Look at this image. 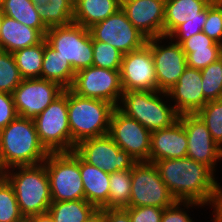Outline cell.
<instances>
[{"label": "cell", "mask_w": 222, "mask_h": 222, "mask_svg": "<svg viewBox=\"0 0 222 222\" xmlns=\"http://www.w3.org/2000/svg\"><path fill=\"white\" fill-rule=\"evenodd\" d=\"M154 165L177 201L212 205L218 181L208 166L189 157L162 159L155 161Z\"/></svg>", "instance_id": "obj_1"}, {"label": "cell", "mask_w": 222, "mask_h": 222, "mask_svg": "<svg viewBox=\"0 0 222 222\" xmlns=\"http://www.w3.org/2000/svg\"><path fill=\"white\" fill-rule=\"evenodd\" d=\"M48 154L33 119L17 116L0 130V174L16 166L41 164Z\"/></svg>", "instance_id": "obj_2"}, {"label": "cell", "mask_w": 222, "mask_h": 222, "mask_svg": "<svg viewBox=\"0 0 222 222\" xmlns=\"http://www.w3.org/2000/svg\"><path fill=\"white\" fill-rule=\"evenodd\" d=\"M71 151L81 141L109 133L113 104L95 98H84L67 89Z\"/></svg>", "instance_id": "obj_3"}, {"label": "cell", "mask_w": 222, "mask_h": 222, "mask_svg": "<svg viewBox=\"0 0 222 222\" xmlns=\"http://www.w3.org/2000/svg\"><path fill=\"white\" fill-rule=\"evenodd\" d=\"M15 169L16 172H14ZM1 174L13 187L20 212L25 219L35 214L48 212L52 198L49 176L44 163L16 166Z\"/></svg>", "instance_id": "obj_4"}, {"label": "cell", "mask_w": 222, "mask_h": 222, "mask_svg": "<svg viewBox=\"0 0 222 222\" xmlns=\"http://www.w3.org/2000/svg\"><path fill=\"white\" fill-rule=\"evenodd\" d=\"M164 97H168L167 92L123 91L117 108L152 132L170 127L179 120L180 114L164 101Z\"/></svg>", "instance_id": "obj_5"}, {"label": "cell", "mask_w": 222, "mask_h": 222, "mask_svg": "<svg viewBox=\"0 0 222 222\" xmlns=\"http://www.w3.org/2000/svg\"><path fill=\"white\" fill-rule=\"evenodd\" d=\"M50 182L52 201L85 199L80 156L71 152H49L43 162Z\"/></svg>", "instance_id": "obj_6"}, {"label": "cell", "mask_w": 222, "mask_h": 222, "mask_svg": "<svg viewBox=\"0 0 222 222\" xmlns=\"http://www.w3.org/2000/svg\"><path fill=\"white\" fill-rule=\"evenodd\" d=\"M46 41L68 60L75 73L93 64V40L88 28L72 22L48 28Z\"/></svg>", "instance_id": "obj_7"}, {"label": "cell", "mask_w": 222, "mask_h": 222, "mask_svg": "<svg viewBox=\"0 0 222 222\" xmlns=\"http://www.w3.org/2000/svg\"><path fill=\"white\" fill-rule=\"evenodd\" d=\"M213 0H166L164 37L181 44L203 30ZM169 39V40H168Z\"/></svg>", "instance_id": "obj_8"}, {"label": "cell", "mask_w": 222, "mask_h": 222, "mask_svg": "<svg viewBox=\"0 0 222 222\" xmlns=\"http://www.w3.org/2000/svg\"><path fill=\"white\" fill-rule=\"evenodd\" d=\"M33 120L39 141L48 152H71L67 89Z\"/></svg>", "instance_id": "obj_9"}, {"label": "cell", "mask_w": 222, "mask_h": 222, "mask_svg": "<svg viewBox=\"0 0 222 222\" xmlns=\"http://www.w3.org/2000/svg\"><path fill=\"white\" fill-rule=\"evenodd\" d=\"M176 201L154 163L137 162L132 167L129 207L152 206L165 209Z\"/></svg>", "instance_id": "obj_10"}, {"label": "cell", "mask_w": 222, "mask_h": 222, "mask_svg": "<svg viewBox=\"0 0 222 222\" xmlns=\"http://www.w3.org/2000/svg\"><path fill=\"white\" fill-rule=\"evenodd\" d=\"M70 90L78 96L104 100L117 107L123 94L120 70L95 66L82 69L75 73Z\"/></svg>", "instance_id": "obj_11"}, {"label": "cell", "mask_w": 222, "mask_h": 222, "mask_svg": "<svg viewBox=\"0 0 222 222\" xmlns=\"http://www.w3.org/2000/svg\"><path fill=\"white\" fill-rule=\"evenodd\" d=\"M89 29L92 40L109 43L123 55L142 48L148 38L128 20L120 8L107 19L92 25Z\"/></svg>", "instance_id": "obj_12"}, {"label": "cell", "mask_w": 222, "mask_h": 222, "mask_svg": "<svg viewBox=\"0 0 222 222\" xmlns=\"http://www.w3.org/2000/svg\"><path fill=\"white\" fill-rule=\"evenodd\" d=\"M74 151L85 162L107 173L132 169L137 163L130 154L113 141L109 134L83 140L76 145Z\"/></svg>", "instance_id": "obj_13"}, {"label": "cell", "mask_w": 222, "mask_h": 222, "mask_svg": "<svg viewBox=\"0 0 222 222\" xmlns=\"http://www.w3.org/2000/svg\"><path fill=\"white\" fill-rule=\"evenodd\" d=\"M108 134L136 162H149L151 131L146 129L137 120L125 115L117 107L111 115Z\"/></svg>", "instance_id": "obj_14"}, {"label": "cell", "mask_w": 222, "mask_h": 222, "mask_svg": "<svg viewBox=\"0 0 222 222\" xmlns=\"http://www.w3.org/2000/svg\"><path fill=\"white\" fill-rule=\"evenodd\" d=\"M64 90L58 83L46 79H23L12 93L18 116L34 119Z\"/></svg>", "instance_id": "obj_15"}, {"label": "cell", "mask_w": 222, "mask_h": 222, "mask_svg": "<svg viewBox=\"0 0 222 222\" xmlns=\"http://www.w3.org/2000/svg\"><path fill=\"white\" fill-rule=\"evenodd\" d=\"M166 37L147 40L155 64L157 91L167 92L173 87L187 68L186 54L180 44L170 40L168 45H160Z\"/></svg>", "instance_id": "obj_16"}, {"label": "cell", "mask_w": 222, "mask_h": 222, "mask_svg": "<svg viewBox=\"0 0 222 222\" xmlns=\"http://www.w3.org/2000/svg\"><path fill=\"white\" fill-rule=\"evenodd\" d=\"M120 79L123 91H157L154 59L147 44L123 55Z\"/></svg>", "instance_id": "obj_17"}, {"label": "cell", "mask_w": 222, "mask_h": 222, "mask_svg": "<svg viewBox=\"0 0 222 222\" xmlns=\"http://www.w3.org/2000/svg\"><path fill=\"white\" fill-rule=\"evenodd\" d=\"M179 120L187 135V157L216 172L215 165L222 160V149L213 140L207 126L196 113L180 114Z\"/></svg>", "instance_id": "obj_18"}, {"label": "cell", "mask_w": 222, "mask_h": 222, "mask_svg": "<svg viewBox=\"0 0 222 222\" xmlns=\"http://www.w3.org/2000/svg\"><path fill=\"white\" fill-rule=\"evenodd\" d=\"M164 0H121L128 20L148 39L164 37Z\"/></svg>", "instance_id": "obj_19"}, {"label": "cell", "mask_w": 222, "mask_h": 222, "mask_svg": "<svg viewBox=\"0 0 222 222\" xmlns=\"http://www.w3.org/2000/svg\"><path fill=\"white\" fill-rule=\"evenodd\" d=\"M168 98L179 114L196 113L208 100L202 90L201 70L187 67L177 83L168 91Z\"/></svg>", "instance_id": "obj_20"}, {"label": "cell", "mask_w": 222, "mask_h": 222, "mask_svg": "<svg viewBox=\"0 0 222 222\" xmlns=\"http://www.w3.org/2000/svg\"><path fill=\"white\" fill-rule=\"evenodd\" d=\"M187 135L184 125L177 120L172 126L151 132L149 162L187 157Z\"/></svg>", "instance_id": "obj_21"}, {"label": "cell", "mask_w": 222, "mask_h": 222, "mask_svg": "<svg viewBox=\"0 0 222 222\" xmlns=\"http://www.w3.org/2000/svg\"><path fill=\"white\" fill-rule=\"evenodd\" d=\"M45 36L37 29L2 15L0 50L13 53L41 43Z\"/></svg>", "instance_id": "obj_22"}, {"label": "cell", "mask_w": 222, "mask_h": 222, "mask_svg": "<svg viewBox=\"0 0 222 222\" xmlns=\"http://www.w3.org/2000/svg\"><path fill=\"white\" fill-rule=\"evenodd\" d=\"M80 173L83 181L85 200L97 209H108L110 173L85 162L80 157Z\"/></svg>", "instance_id": "obj_23"}, {"label": "cell", "mask_w": 222, "mask_h": 222, "mask_svg": "<svg viewBox=\"0 0 222 222\" xmlns=\"http://www.w3.org/2000/svg\"><path fill=\"white\" fill-rule=\"evenodd\" d=\"M121 8V0H74L73 22L85 28L107 19Z\"/></svg>", "instance_id": "obj_24"}, {"label": "cell", "mask_w": 222, "mask_h": 222, "mask_svg": "<svg viewBox=\"0 0 222 222\" xmlns=\"http://www.w3.org/2000/svg\"><path fill=\"white\" fill-rule=\"evenodd\" d=\"M41 79L58 83L64 89H70L75 71L68 60L56 55V50L44 39V54Z\"/></svg>", "instance_id": "obj_25"}, {"label": "cell", "mask_w": 222, "mask_h": 222, "mask_svg": "<svg viewBox=\"0 0 222 222\" xmlns=\"http://www.w3.org/2000/svg\"><path fill=\"white\" fill-rule=\"evenodd\" d=\"M0 10L3 15L46 35L48 28L40 20L37 7L31 0H0Z\"/></svg>", "instance_id": "obj_26"}, {"label": "cell", "mask_w": 222, "mask_h": 222, "mask_svg": "<svg viewBox=\"0 0 222 222\" xmlns=\"http://www.w3.org/2000/svg\"><path fill=\"white\" fill-rule=\"evenodd\" d=\"M97 208L86 201H52L48 212L54 222H85Z\"/></svg>", "instance_id": "obj_27"}, {"label": "cell", "mask_w": 222, "mask_h": 222, "mask_svg": "<svg viewBox=\"0 0 222 222\" xmlns=\"http://www.w3.org/2000/svg\"><path fill=\"white\" fill-rule=\"evenodd\" d=\"M23 79L40 78L44 54V40L34 46L12 53Z\"/></svg>", "instance_id": "obj_28"}, {"label": "cell", "mask_w": 222, "mask_h": 222, "mask_svg": "<svg viewBox=\"0 0 222 222\" xmlns=\"http://www.w3.org/2000/svg\"><path fill=\"white\" fill-rule=\"evenodd\" d=\"M40 20L47 27L67 25L73 22L74 0H50L37 6Z\"/></svg>", "instance_id": "obj_29"}, {"label": "cell", "mask_w": 222, "mask_h": 222, "mask_svg": "<svg viewBox=\"0 0 222 222\" xmlns=\"http://www.w3.org/2000/svg\"><path fill=\"white\" fill-rule=\"evenodd\" d=\"M131 196V169L110 173L108 208L129 207Z\"/></svg>", "instance_id": "obj_30"}, {"label": "cell", "mask_w": 222, "mask_h": 222, "mask_svg": "<svg viewBox=\"0 0 222 222\" xmlns=\"http://www.w3.org/2000/svg\"><path fill=\"white\" fill-rule=\"evenodd\" d=\"M0 222H26L21 214L13 187L0 174Z\"/></svg>", "instance_id": "obj_31"}, {"label": "cell", "mask_w": 222, "mask_h": 222, "mask_svg": "<svg viewBox=\"0 0 222 222\" xmlns=\"http://www.w3.org/2000/svg\"><path fill=\"white\" fill-rule=\"evenodd\" d=\"M196 114L207 126L215 143L222 149V99L208 101Z\"/></svg>", "instance_id": "obj_32"}, {"label": "cell", "mask_w": 222, "mask_h": 222, "mask_svg": "<svg viewBox=\"0 0 222 222\" xmlns=\"http://www.w3.org/2000/svg\"><path fill=\"white\" fill-rule=\"evenodd\" d=\"M202 90L208 101L222 99V57L201 70Z\"/></svg>", "instance_id": "obj_33"}, {"label": "cell", "mask_w": 222, "mask_h": 222, "mask_svg": "<svg viewBox=\"0 0 222 222\" xmlns=\"http://www.w3.org/2000/svg\"><path fill=\"white\" fill-rule=\"evenodd\" d=\"M22 80L13 54L0 50V92L12 94Z\"/></svg>", "instance_id": "obj_34"}, {"label": "cell", "mask_w": 222, "mask_h": 222, "mask_svg": "<svg viewBox=\"0 0 222 222\" xmlns=\"http://www.w3.org/2000/svg\"><path fill=\"white\" fill-rule=\"evenodd\" d=\"M123 54L109 43L93 40L92 66L120 70Z\"/></svg>", "instance_id": "obj_35"}, {"label": "cell", "mask_w": 222, "mask_h": 222, "mask_svg": "<svg viewBox=\"0 0 222 222\" xmlns=\"http://www.w3.org/2000/svg\"><path fill=\"white\" fill-rule=\"evenodd\" d=\"M202 32L222 45V0H213L207 7V18Z\"/></svg>", "instance_id": "obj_36"}, {"label": "cell", "mask_w": 222, "mask_h": 222, "mask_svg": "<svg viewBox=\"0 0 222 222\" xmlns=\"http://www.w3.org/2000/svg\"><path fill=\"white\" fill-rule=\"evenodd\" d=\"M187 67L202 70L222 57V47H208V49L185 52Z\"/></svg>", "instance_id": "obj_37"}, {"label": "cell", "mask_w": 222, "mask_h": 222, "mask_svg": "<svg viewBox=\"0 0 222 222\" xmlns=\"http://www.w3.org/2000/svg\"><path fill=\"white\" fill-rule=\"evenodd\" d=\"M183 205V207L190 208L193 206H199L202 207L204 205L194 202V201H176L172 206L167 207L163 210V216L161 222H194L192 221L189 214H187V210L185 208H181L180 206Z\"/></svg>", "instance_id": "obj_38"}, {"label": "cell", "mask_w": 222, "mask_h": 222, "mask_svg": "<svg viewBox=\"0 0 222 222\" xmlns=\"http://www.w3.org/2000/svg\"><path fill=\"white\" fill-rule=\"evenodd\" d=\"M131 222H161L163 208L152 206L126 207L124 208Z\"/></svg>", "instance_id": "obj_39"}, {"label": "cell", "mask_w": 222, "mask_h": 222, "mask_svg": "<svg viewBox=\"0 0 222 222\" xmlns=\"http://www.w3.org/2000/svg\"><path fill=\"white\" fill-rule=\"evenodd\" d=\"M17 116L13 95L0 92V130L5 128Z\"/></svg>", "instance_id": "obj_40"}, {"label": "cell", "mask_w": 222, "mask_h": 222, "mask_svg": "<svg viewBox=\"0 0 222 222\" xmlns=\"http://www.w3.org/2000/svg\"><path fill=\"white\" fill-rule=\"evenodd\" d=\"M180 45L184 52H194V50L208 49V47H222L202 31L184 40Z\"/></svg>", "instance_id": "obj_41"}, {"label": "cell", "mask_w": 222, "mask_h": 222, "mask_svg": "<svg viewBox=\"0 0 222 222\" xmlns=\"http://www.w3.org/2000/svg\"><path fill=\"white\" fill-rule=\"evenodd\" d=\"M105 212L106 222H131L128 212L124 208L102 209Z\"/></svg>", "instance_id": "obj_42"}, {"label": "cell", "mask_w": 222, "mask_h": 222, "mask_svg": "<svg viewBox=\"0 0 222 222\" xmlns=\"http://www.w3.org/2000/svg\"><path fill=\"white\" fill-rule=\"evenodd\" d=\"M211 207H213L214 214L222 220V186L220 183H217L215 197Z\"/></svg>", "instance_id": "obj_43"}, {"label": "cell", "mask_w": 222, "mask_h": 222, "mask_svg": "<svg viewBox=\"0 0 222 222\" xmlns=\"http://www.w3.org/2000/svg\"><path fill=\"white\" fill-rule=\"evenodd\" d=\"M26 222H54L49 212L29 216Z\"/></svg>", "instance_id": "obj_44"}, {"label": "cell", "mask_w": 222, "mask_h": 222, "mask_svg": "<svg viewBox=\"0 0 222 222\" xmlns=\"http://www.w3.org/2000/svg\"><path fill=\"white\" fill-rule=\"evenodd\" d=\"M85 222H106L105 212L102 209H96Z\"/></svg>", "instance_id": "obj_45"}, {"label": "cell", "mask_w": 222, "mask_h": 222, "mask_svg": "<svg viewBox=\"0 0 222 222\" xmlns=\"http://www.w3.org/2000/svg\"><path fill=\"white\" fill-rule=\"evenodd\" d=\"M33 4L37 6H41L50 2V0H31Z\"/></svg>", "instance_id": "obj_46"}, {"label": "cell", "mask_w": 222, "mask_h": 222, "mask_svg": "<svg viewBox=\"0 0 222 222\" xmlns=\"http://www.w3.org/2000/svg\"><path fill=\"white\" fill-rule=\"evenodd\" d=\"M212 220L213 222H222V220H220L215 214Z\"/></svg>", "instance_id": "obj_47"}, {"label": "cell", "mask_w": 222, "mask_h": 222, "mask_svg": "<svg viewBox=\"0 0 222 222\" xmlns=\"http://www.w3.org/2000/svg\"><path fill=\"white\" fill-rule=\"evenodd\" d=\"M2 12H1V10H0V34H1V24H2Z\"/></svg>", "instance_id": "obj_48"}]
</instances>
